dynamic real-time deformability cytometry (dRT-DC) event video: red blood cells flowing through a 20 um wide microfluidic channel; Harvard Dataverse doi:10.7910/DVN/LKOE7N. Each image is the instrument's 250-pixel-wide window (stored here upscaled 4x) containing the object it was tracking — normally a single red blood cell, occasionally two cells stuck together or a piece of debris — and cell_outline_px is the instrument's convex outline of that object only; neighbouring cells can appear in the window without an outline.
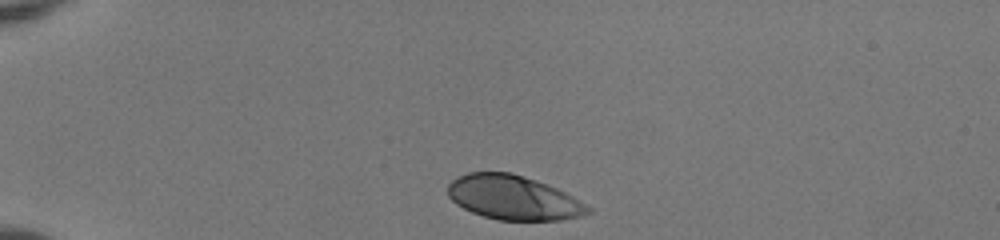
{"species": "human", "species_latin": "Homo sapiens", "temperature_condition": "room temperature", "stored_images_in_passage": 34, "camera_frame_rate_fps": 3000, "um_per_image_px": 0.085, "donor": {"sex": "female"}, "frame": {"image": 1, "passage_image": 1, "time_ms": 0.0, "image_size_px": [1000, 240], "cell_outline_px": [[592, 212], [580, 216], [560, 220], [500, 220], [484, 216], [472, 212], [456, 204], [448, 196], [448, 184], [452, 180], [468, 172], [512, 172], [536, 180], [556, 188], [572, 196], [592, 208]], "centroid_in_image_um": [43.63, 16.79], "position_along_channel_um": 41.4, "area_um2": 36.01}}
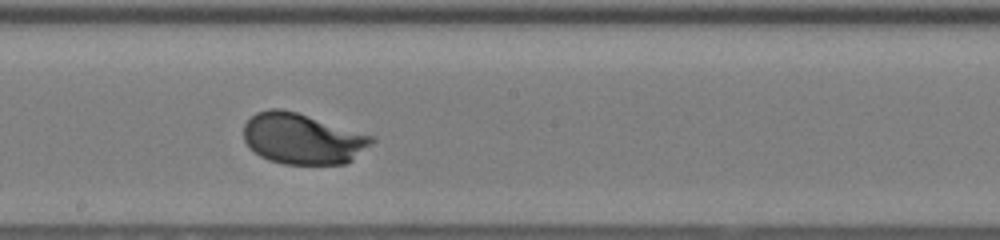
{"frame": {"image": 2, "passage_image": 19, "time_ms": 6.0, "image_size_px": [1000, 240], "cell_outline_px": [[376, 140], [372, 144], [348, 164], [284, 164], [268, 160], [260, 156], [248, 148], [244, 140], [244, 124], [256, 112], [272, 108], [280, 108], [296, 112], [372, 136]], "centroid_in_image_um": [25.69, 11.81], "position_along_channel_um": 222.5, "area_um2": 37.86}}
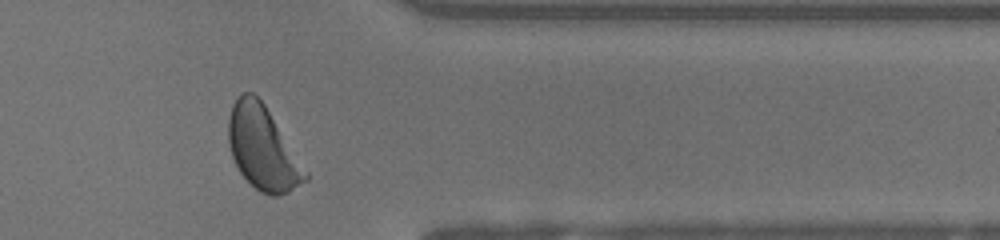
{"frame": {"image": 3, "passage_image": 32, "time_ms": 10.333, "image_size_px": [1000, 240], "cell_outline_px": [[308, 180], [288, 192], [276, 196], [272, 196], [260, 192], [240, 172], [232, 156], [228, 144], [228, 120], [232, 104], [244, 92], [252, 92], [264, 104], [308, 172]], "centroid_in_image_um": [22.33, 12.61], "position_along_channel_um": 389.1, "area_um2": 36.88}, "authors_computed_cell_mechanics": {"area_um2": 37.3099, "velocity_mm_per_s": 3.9607, "shape_relaxation_time_tau1_ms": 2.0046, "shape_relaxation_time_tau2_ms": null, "deformation_change_tau1": 0.1494, "deformation_change_tau2": null}}